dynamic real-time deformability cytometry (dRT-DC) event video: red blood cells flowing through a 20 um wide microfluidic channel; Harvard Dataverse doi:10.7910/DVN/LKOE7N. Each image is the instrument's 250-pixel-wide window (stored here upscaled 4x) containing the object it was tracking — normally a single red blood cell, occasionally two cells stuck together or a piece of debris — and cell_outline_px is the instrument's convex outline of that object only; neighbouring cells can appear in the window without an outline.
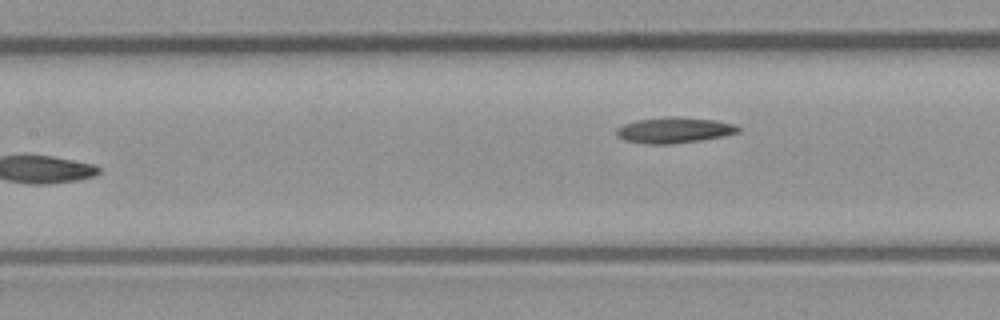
{"species": "common noctule bat (a hibernating species)", "species_latin": "Nyctalus noctula", "temperature_condition": "room temperature", "stored_images_in_passage": 7, "camera_frame_rate_fps": 3000, "um_per_image_px": 0.085, "animal": {"sex": "male", "body_mass_g": 23.1, "forearm_length_mm": 52.7}, "frame": {"image": 1, "passage_image": 7, "time_ms": 7.0, "image_size_px": [1000, 320], "cell_outline_px": [[740, 132], [724, 136], [700, 140], [672, 144], [644, 144], [624, 140], [616, 136], [616, 128], [624, 124], [636, 120], [668, 116], [680, 116], [716, 120], [736, 124], [740, 128]], "centroid_in_image_um": [57.31, 11.05], "position_along_channel_um": 150.1, "area_um2": 18.61}}